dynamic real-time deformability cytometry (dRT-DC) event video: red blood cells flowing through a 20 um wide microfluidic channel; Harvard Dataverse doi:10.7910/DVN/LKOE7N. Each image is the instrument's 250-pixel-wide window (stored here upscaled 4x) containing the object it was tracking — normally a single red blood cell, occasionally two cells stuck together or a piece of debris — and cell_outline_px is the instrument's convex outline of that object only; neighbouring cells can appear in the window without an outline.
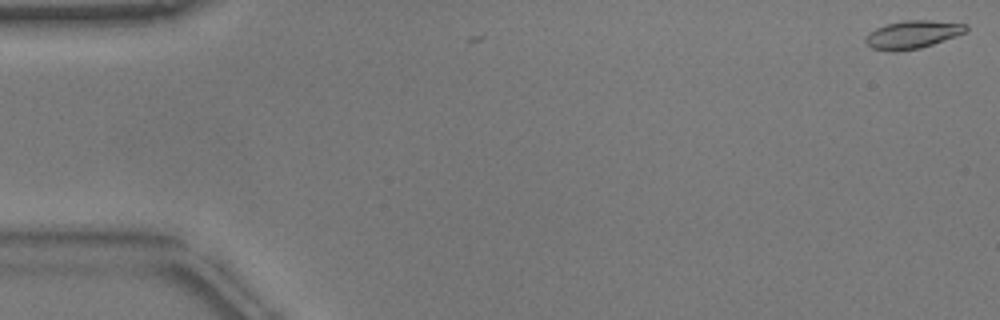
{"species": "common noctule bat (a hibernating species)", "species_latin": "Nyctalus noctula", "temperature_condition": "warm", "stored_images_in_passage": 3, "camera_frame_rate_fps": 3000, "um_per_image_px": 0.085, "animal": {"sex": "male", "body_mass_g": 17.9}, "frame": {"image": 1, "passage_image": 1, "time_ms": 0.0, "image_size_px": [1000, 320], "cell_outline_px": [[968, 28], [964, 32], [956, 36], [920, 48], [896, 52], [892, 52], [872, 48], [864, 40], [876, 28], [884, 24], [904, 20], [928, 20], [968, 24]], "centroid_in_image_um": [77.57, 2.93], "position_along_channel_um": 7.4, "area_um2": 16.24}}